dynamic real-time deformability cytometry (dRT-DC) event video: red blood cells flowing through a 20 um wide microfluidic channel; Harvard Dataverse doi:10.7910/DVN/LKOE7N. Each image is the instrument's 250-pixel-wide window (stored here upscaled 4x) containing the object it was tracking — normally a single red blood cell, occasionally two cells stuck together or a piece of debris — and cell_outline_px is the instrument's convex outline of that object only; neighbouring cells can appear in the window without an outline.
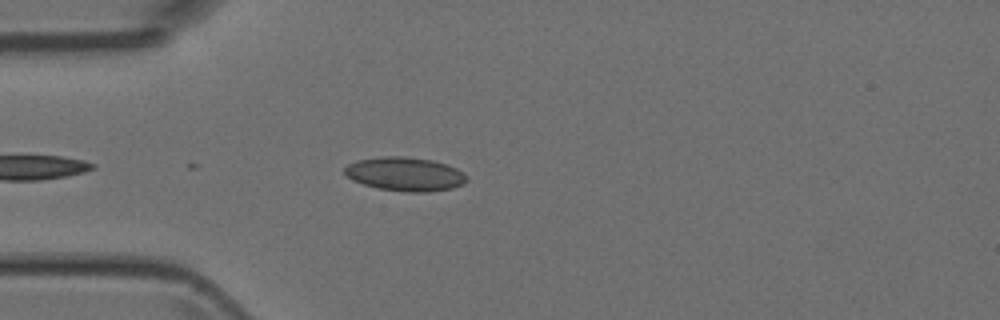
{"species": "Egyptian fruit bat (a non-hibernating species)", "species_latin": "Rousettus aegyptiacus", "temperature_condition": "room temperature", "stored_images_in_passage": 3, "camera_frame_rate_fps": 3000, "um_per_image_px": 0.085, "animal": {"sex": "female"}, "frame": {"image": 1, "passage_image": 3, "time_ms": 2.333, "image_size_px": [1000, 320], "cell_outline_px": [[468, 180], [464, 184], [452, 188], [428, 192], [404, 192], [380, 188], [364, 184], [352, 180], [344, 172], [344, 168], [348, 164], [356, 160], [384, 156], [404, 156], [432, 160], [456, 168], [464, 172], [468, 176]], "centroid_in_image_um": [34.45, 14.79], "position_along_channel_um": 50.5, "area_um2": 24.1}}